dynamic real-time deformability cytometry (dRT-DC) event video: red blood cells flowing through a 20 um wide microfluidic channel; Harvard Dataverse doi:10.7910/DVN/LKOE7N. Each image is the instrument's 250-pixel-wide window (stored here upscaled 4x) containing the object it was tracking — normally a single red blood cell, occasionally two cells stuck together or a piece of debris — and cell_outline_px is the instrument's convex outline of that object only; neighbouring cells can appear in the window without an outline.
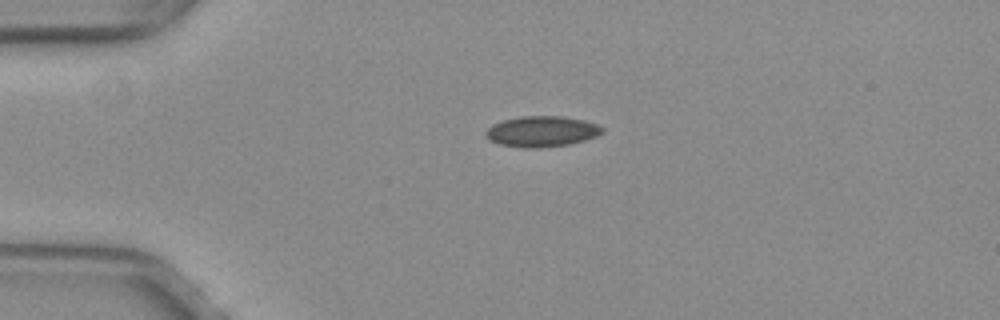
{"species": "common noctule bat (a hibernating species)", "species_latin": "Nyctalus noctula", "temperature_condition": "warm", "stored_images_in_passage": 41, "camera_frame_rate_fps": 3000, "um_per_image_px": 0.085, "animal": {"sex": "female", "body_mass_g": 29.2, "forearm_length_mm": 56.3}, "frame": {"image": 1, "passage_image": 2, "time_ms": 0.333, "image_size_px": [1000, 320], "cell_outline_px": [[604, 132], [596, 136], [584, 140], [568, 144], [536, 148], [500, 144], [484, 136], [484, 132], [492, 124], [504, 120], [520, 116], [564, 116], [584, 120], [596, 124], [604, 128]], "centroid_in_image_um": [46.06, 11.15], "position_along_channel_um": 38.9, "area_um2": 20.63}}
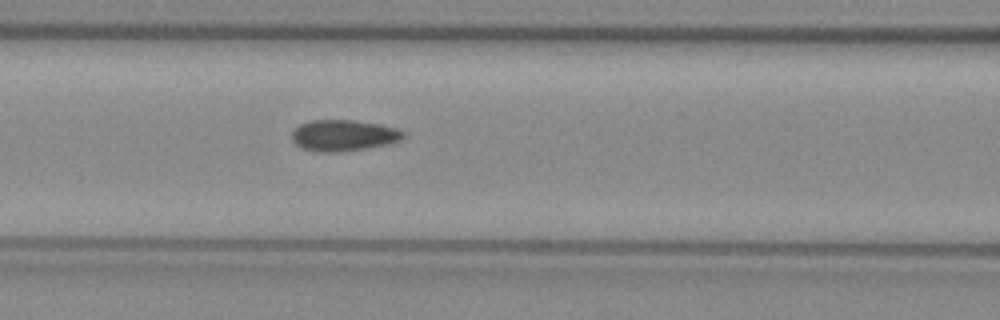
{"frame": {"image": 2, "passage_image": 12, "time_ms": 3.667, "image_size_px": [1000, 320], "cell_outline_px": [[404, 136], [400, 140], [388, 144], [368, 148], [336, 152], [320, 152], [300, 148], [292, 140], [292, 128], [300, 124], [312, 120], [356, 120], [380, 124], [396, 128], [404, 132]], "centroid_in_image_um": [29.17, 11.5], "position_along_channel_um": 137.4, "area_um2": 20.4}}
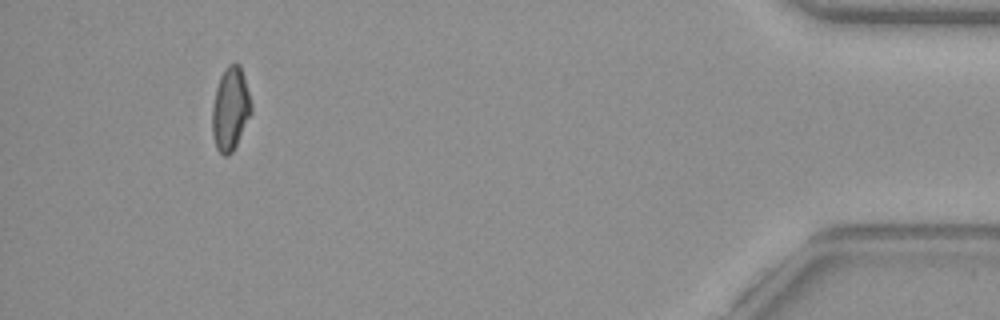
{"frame": {"image": 3, "passage_image": 38, "time_ms": 12.333, "image_size_px": [1000, 320], "cell_outline_px": [[252, 112], [232, 152], [228, 156], [224, 156], [216, 148], [212, 132], [212, 104], [216, 88], [220, 76], [224, 68], [228, 64], [240, 64], [244, 76], [252, 104]], "centroid_in_image_um": [19.57, 9.24], "position_along_channel_um": 415.6, "area_um2": 18.96}, "authors_computed_cell_mechanics": {"area_um2": 19.8254, "velocity_mm_per_s": 4.0003, "shape_relaxation_time_tau1_ms": null, "shape_relaxation_time_tau2_ms": 2.5361, "deformation_change_tau1": null, "deformation_change_tau2": 0.0824}}